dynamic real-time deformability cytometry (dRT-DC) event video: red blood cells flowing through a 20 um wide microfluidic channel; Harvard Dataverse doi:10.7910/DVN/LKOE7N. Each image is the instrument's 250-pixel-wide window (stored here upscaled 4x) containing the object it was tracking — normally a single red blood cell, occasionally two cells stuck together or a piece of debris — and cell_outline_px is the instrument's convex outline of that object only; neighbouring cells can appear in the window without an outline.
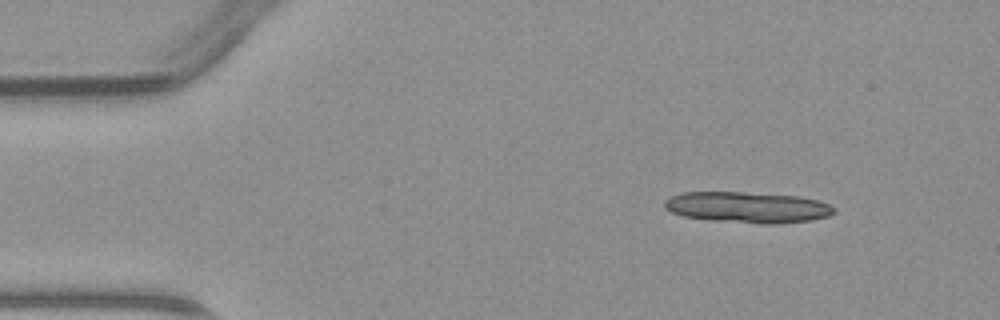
{"species": "common noctule bat (a hibernating species)", "species_latin": "Nyctalus noctula", "temperature_condition": "warm", "stored_images_in_passage": 25, "camera_frame_rate_fps": 3000, "um_per_image_px": 0.085, "animal": {"sex": "male", "body_mass_g": 23.1, "forearm_length_mm": 52.7}, "frame": {"image": 1, "passage_image": 5, "time_ms": 1.333, "image_size_px": [1000, 320], "cell_outline_px": [[836, 212], [828, 216], [812, 220], [776, 224], [760, 224], [712, 220], [684, 216], [672, 212], [664, 208], [664, 200], [672, 196], [684, 192], [744, 192], [800, 196], [816, 200], [828, 204], [836, 208]], "centroid_in_image_um": [63.56, 17.62], "position_along_channel_um": 21.4, "area_um2": 30.69}}
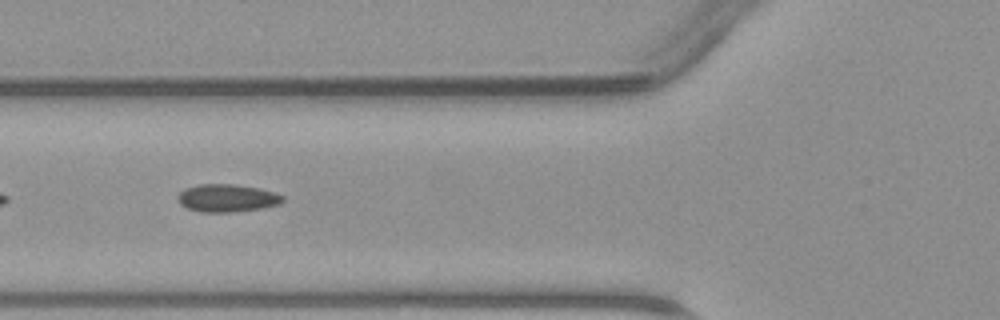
{"frame": {"image": 2, "passage_image": 17, "time_ms": 5.333, "image_size_px": [1000, 320], "cell_outline_px": [[284, 200], [280, 204], [260, 208], [236, 212], [200, 212], [188, 208], [180, 204], [176, 196], [184, 188], [200, 184], [236, 184], [260, 188], [284, 196]], "centroid_in_image_um": [19.28, 16.83], "position_along_channel_um": 106.5, "area_um2": 17.05}}
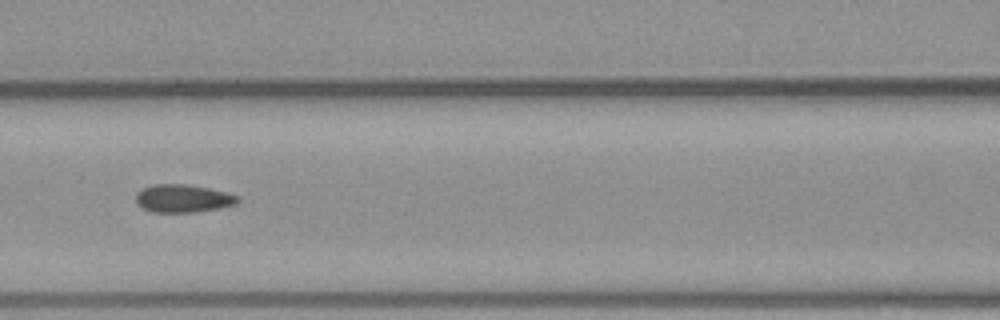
{"frame": {"image": 3, "passage_image": 20, "time_ms": 6.333, "image_size_px": [1000, 320], "cell_outline_px": [[240, 200], [236, 204], [216, 208], [192, 212], [152, 212], [136, 204], [136, 192], [144, 188], [156, 184], [184, 184], [208, 188], [240, 196]], "centroid_in_image_um": [15.53, 16.86], "position_along_channel_um": 151.1, "area_um2": 16.36}}